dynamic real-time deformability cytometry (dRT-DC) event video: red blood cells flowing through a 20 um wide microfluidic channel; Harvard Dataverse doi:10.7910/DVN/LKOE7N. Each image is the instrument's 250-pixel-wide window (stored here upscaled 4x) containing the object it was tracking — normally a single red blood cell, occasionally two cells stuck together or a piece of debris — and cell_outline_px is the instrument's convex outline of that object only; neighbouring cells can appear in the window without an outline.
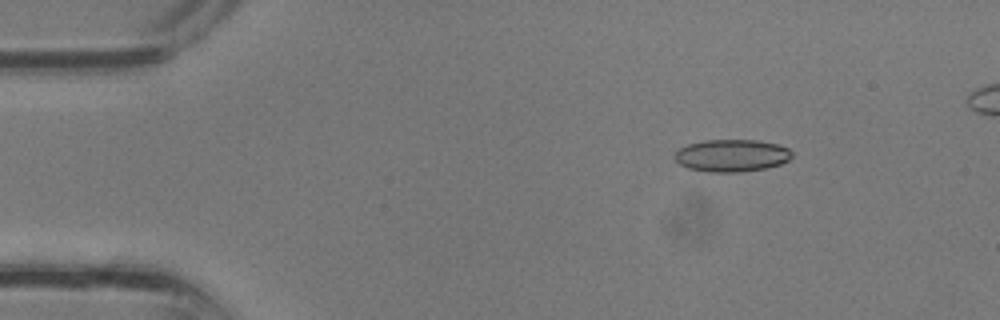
{"species": "common noctule bat (a hibernating species)", "species_latin": "Nyctalus noctula", "temperature_condition": "room temperature", "stored_images_in_passage": 35, "camera_frame_rate_fps": 3000, "um_per_image_px": 0.085, "animal": {"sex": "male", "body_mass_g": 13.3}, "frame": {"image": 1, "passage_image": 5, "time_ms": 1.333, "image_size_px": [1000, 320], "cell_outline_px": [[792, 156], [788, 160], [780, 164], [768, 168], [740, 172], [708, 172], [688, 168], [680, 164], [672, 156], [680, 148], [688, 144], [704, 140], [756, 140], [776, 144], [788, 148], [792, 152]], "centroid_in_image_um": [62.19, 13.22], "position_along_channel_um": 22.8, "area_um2": 22.14}}
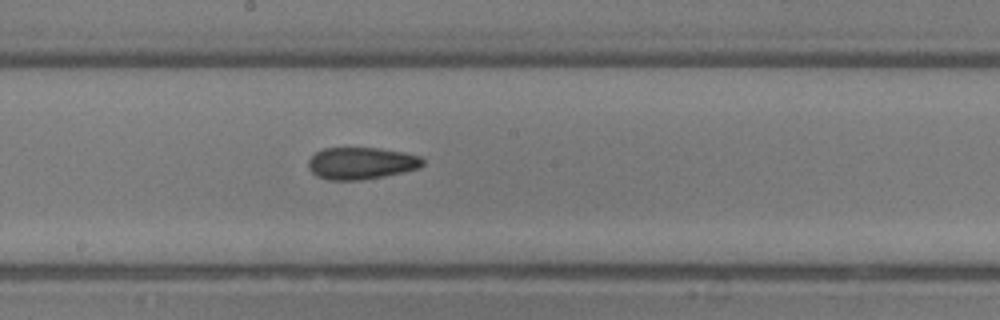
{"frame": {"image": 2, "passage_image": 19, "time_ms": 6.0, "image_size_px": [1000, 320], "cell_outline_px": [[424, 164], [420, 168], [404, 172], [384, 176], [360, 180], [328, 180], [316, 176], [308, 168], [308, 160], [316, 152], [324, 148], [380, 148], [404, 152], [420, 156], [424, 160]], "centroid_in_image_um": [30.71, 13.88], "position_along_channel_um": 217.5, "area_um2": 21.5}}
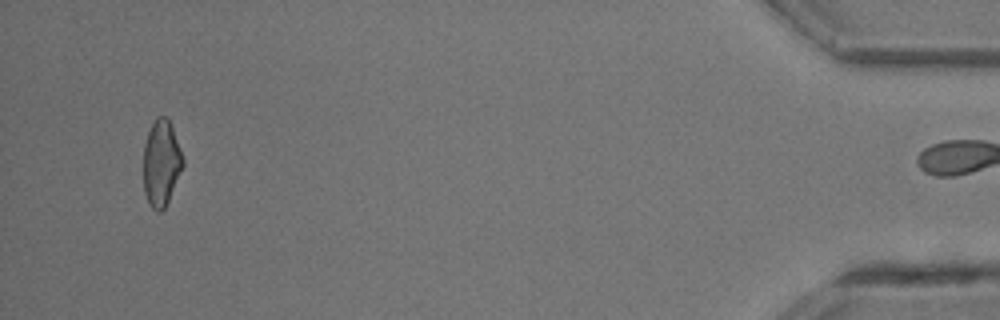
{"frame": {"image": 3, "passage_image": 34, "time_ms": 11.0, "image_size_px": [1000, 320], "cell_outline_px": [[184, 164], [168, 200], [164, 208], [160, 212], [156, 212], [148, 204], [144, 192], [144, 144], [148, 132], [156, 116], [164, 116], [168, 120], [172, 128], [184, 160]], "centroid_in_image_um": [13.69, 13.88], "position_along_channel_um": 421.5, "area_um2": 19.54}}